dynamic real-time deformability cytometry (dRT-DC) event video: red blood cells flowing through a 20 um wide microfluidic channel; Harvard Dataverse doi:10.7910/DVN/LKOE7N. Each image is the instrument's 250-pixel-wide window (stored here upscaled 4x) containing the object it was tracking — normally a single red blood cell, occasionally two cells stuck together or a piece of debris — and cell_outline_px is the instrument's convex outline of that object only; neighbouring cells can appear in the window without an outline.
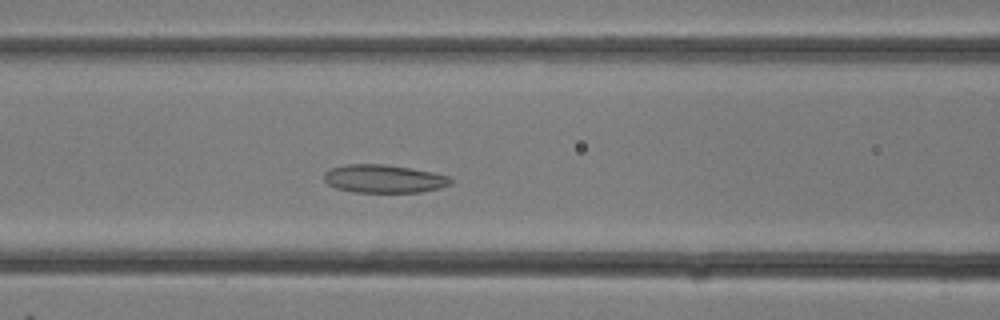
{"species": "common noctule bat (a hibernating species)", "species_latin": "Nyctalus noctula", "temperature_condition": "room temperature", "stored_images_in_passage": 17, "camera_frame_rate_fps": 3000, "um_per_image_px": 0.085, "animal": {"sex": "female"}, "frame": {"image": 1, "passage_image": 10, "time_ms": 3.0, "image_size_px": [1000, 320], "cell_outline_px": [[452, 184], [440, 188], [420, 192], [356, 192], [336, 188], [328, 184], [324, 180], [324, 172], [332, 168], [348, 164], [384, 164], [432, 172], [448, 176], [452, 180]], "centroid_in_image_um": [32.63, 15.2], "position_along_channel_um": 134.0, "area_um2": 20.63}}
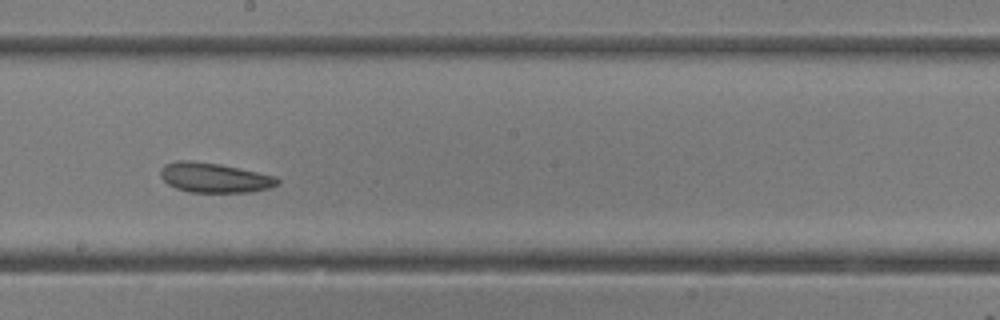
{"frame": {"image": 2, "passage_image": 14, "time_ms": 4.333, "image_size_px": [1000, 320], "cell_outline_px": [[280, 184], [268, 188], [252, 192], [188, 192], [176, 188], [168, 184], [160, 176], [160, 168], [164, 164], [176, 160], [188, 160], [220, 164], [276, 176], [280, 180]], "centroid_in_image_um": [18.21, 15.1], "position_along_channel_um": 230.0, "area_um2": 20.4}}
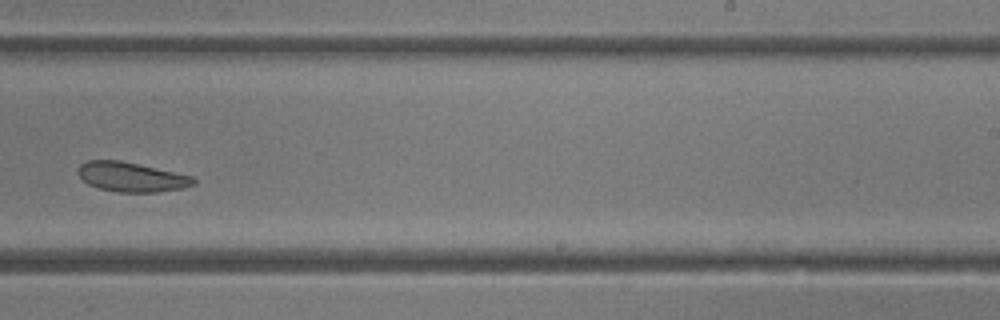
{"frame": {"image": 3, "passage_image": 16, "time_ms": 5.0, "image_size_px": [1000, 320], "cell_outline_px": [[196, 184], [184, 188], [156, 192], [116, 192], [100, 188], [88, 184], [76, 172], [80, 164], [88, 160], [120, 160], [192, 176], [196, 180]], "centroid_in_image_um": [11.17, 15.04], "position_along_channel_um": 277.8, "area_um2": 19.83}}